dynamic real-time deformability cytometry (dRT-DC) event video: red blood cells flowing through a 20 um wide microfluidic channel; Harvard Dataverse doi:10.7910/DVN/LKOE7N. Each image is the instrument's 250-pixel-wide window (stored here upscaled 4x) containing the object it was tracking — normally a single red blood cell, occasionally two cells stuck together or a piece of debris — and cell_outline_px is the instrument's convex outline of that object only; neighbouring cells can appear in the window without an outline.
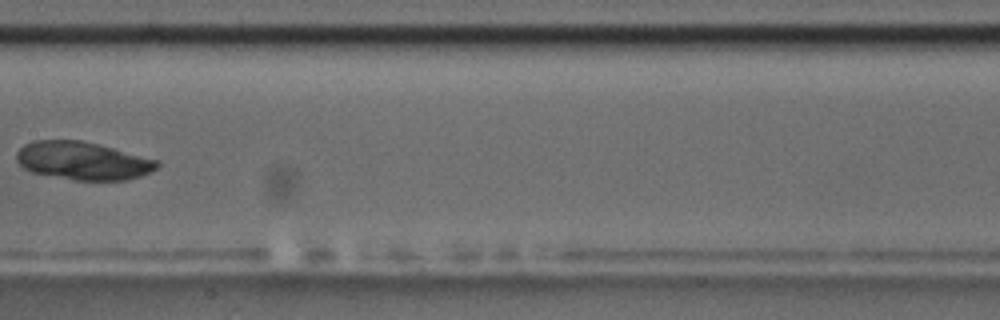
{"species": "common noctule bat (a hibernating species)", "species_latin": "Nyctalus noctula", "temperature_condition": "room temperature", "stored_images_in_passage": 8, "camera_frame_rate_fps": 3000, "um_per_image_px": 0.085, "animal": {"sex": "male", "body_mass_g": 17.5, "forearm_length_mm": 52.3}, "frame": {"image": 1, "passage_image": 8, "time_ms": 8.333, "image_size_px": [1000, 320], "cell_outline_px": [[160, 164], [152, 172], [128, 180], [76, 180], [32, 172], [24, 168], [16, 160], [16, 152], [24, 144], [32, 140], [80, 140], [160, 160]], "centroid_in_image_um": [7.05, 13.66], "position_along_channel_um": 200.4, "area_um2": 31.1}}